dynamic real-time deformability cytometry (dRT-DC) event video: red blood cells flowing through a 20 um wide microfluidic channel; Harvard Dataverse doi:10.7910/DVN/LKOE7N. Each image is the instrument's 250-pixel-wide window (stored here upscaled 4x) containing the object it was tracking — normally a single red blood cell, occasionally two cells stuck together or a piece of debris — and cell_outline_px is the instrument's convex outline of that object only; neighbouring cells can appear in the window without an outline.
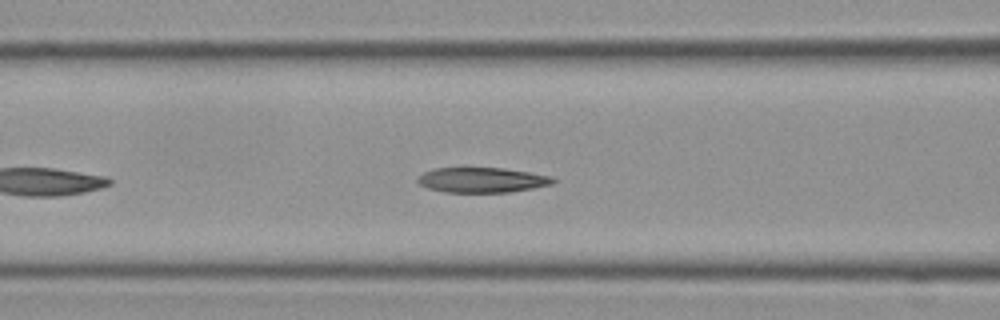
{"species": "Egyptian fruit bat (a non-hibernating species)", "species_latin": "Rousettus aegyptiacus", "temperature_condition": "cold", "stored_images_in_passage": 14, "camera_frame_rate_fps": 3000, "um_per_image_px": 0.085, "frame": {"image": 1, "passage_image": 10, "time_ms": 3.0, "image_size_px": [1000, 320], "cell_outline_px": [[556, 180], [552, 184], [532, 188], [508, 192], [444, 192], [428, 188], [420, 184], [416, 180], [416, 176], [424, 172], [436, 168], [504, 168], [552, 176]], "centroid_in_image_um": [40.94, 15.3], "position_along_channel_um": 125.7, "area_um2": 19.71}}